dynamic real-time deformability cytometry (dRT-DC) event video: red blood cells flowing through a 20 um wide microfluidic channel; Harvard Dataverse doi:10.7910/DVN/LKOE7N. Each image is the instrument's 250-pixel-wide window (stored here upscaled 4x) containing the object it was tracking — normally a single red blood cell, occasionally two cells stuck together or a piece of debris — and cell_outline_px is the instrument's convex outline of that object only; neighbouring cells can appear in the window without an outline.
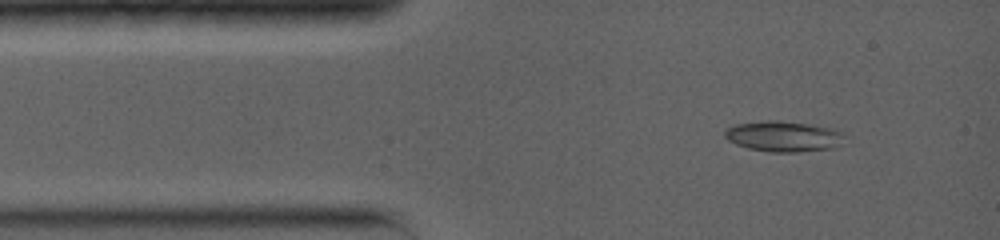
{"species": "common noctule bat (a hibernating species)", "species_latin": "Nyctalus noctula", "temperature_condition": "warm", "stored_images_in_passage": 12, "camera_frame_rate_fps": 5000, "um_per_image_px": 0.085, "animal": {"sex": "female", "body_mass_g": 19.0, "forearm_length_mm": 56.7}, "frame": {"image": 1, "passage_image": 3, "time_ms": 1.0, "image_size_px": [1000, 240], "cell_outline_px": [[844, 136], [840, 144], [832, 148], [796, 152], [772, 152], [748, 148], [736, 144], [728, 140], [724, 136], [724, 132], [728, 128], [736, 124], [768, 120], [780, 120], [808, 124], [832, 128], [844, 132]], "centroid_in_image_um": [66.6, 11.58], "position_along_channel_um": 18.4, "area_um2": 21.27}}
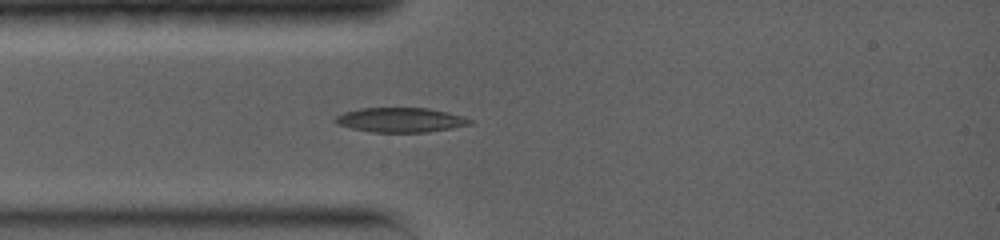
{"frame": {"image": 2, "passage_image": 9, "time_ms": 2.8, "image_size_px": [1000, 240], "cell_outline_px": [[472, 124], [452, 128], [428, 132], [372, 132], [352, 128], [336, 124], [332, 120], [336, 116], [344, 112], [360, 108], [428, 108], [448, 112], [464, 116], [472, 120]], "centroid_in_image_um": [34.04, 10.19], "position_along_channel_um": 51.0, "area_um2": 19.36}}
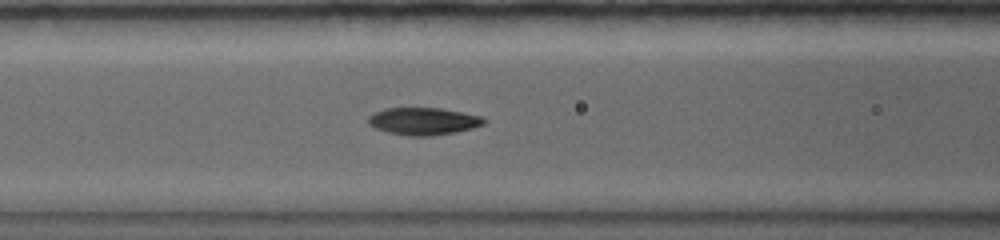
{"frame": {"image": 3, "passage_image": 12, "time_ms": 4.8, "image_size_px": [1000, 240], "cell_outline_px": [[488, 120], [484, 124], [472, 128], [456, 132], [432, 136], [408, 136], [388, 132], [376, 128], [368, 124], [368, 116], [384, 108], [440, 108], [484, 116]], "centroid_in_image_um": [36.03, 10.3], "position_along_channel_um": 130.6, "area_um2": 18.55}}